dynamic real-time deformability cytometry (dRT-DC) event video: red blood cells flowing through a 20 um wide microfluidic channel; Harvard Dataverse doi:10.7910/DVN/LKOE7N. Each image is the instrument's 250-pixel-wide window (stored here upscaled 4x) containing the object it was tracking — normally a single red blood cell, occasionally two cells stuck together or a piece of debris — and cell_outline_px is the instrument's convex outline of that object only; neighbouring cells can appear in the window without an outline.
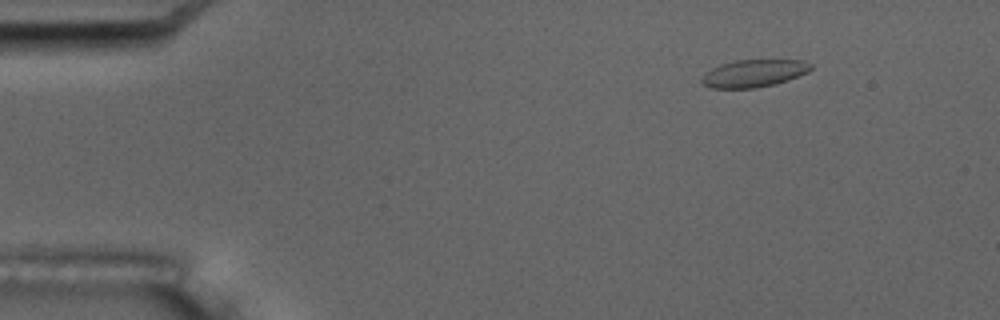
{"species": "common noctule bat (a hibernating species)", "species_latin": "Nyctalus noctula", "temperature_condition": "room temperature", "stored_images_in_passage": 4, "camera_frame_rate_fps": 3000, "um_per_image_px": 0.085, "animal": {"sex": "male", "body_mass_g": 17.5, "forearm_length_mm": 52.3}, "frame": {"image": 1, "passage_image": 2, "time_ms": 1.333, "image_size_px": [1000, 320], "cell_outline_px": [[812, 68], [808, 72], [776, 84], [756, 88], [712, 88], [704, 84], [700, 80], [704, 72], [720, 64], [736, 60], [804, 60], [812, 64]], "centroid_in_image_um": [64.07, 6.23], "position_along_channel_um": 20.9, "area_um2": 17.51}}